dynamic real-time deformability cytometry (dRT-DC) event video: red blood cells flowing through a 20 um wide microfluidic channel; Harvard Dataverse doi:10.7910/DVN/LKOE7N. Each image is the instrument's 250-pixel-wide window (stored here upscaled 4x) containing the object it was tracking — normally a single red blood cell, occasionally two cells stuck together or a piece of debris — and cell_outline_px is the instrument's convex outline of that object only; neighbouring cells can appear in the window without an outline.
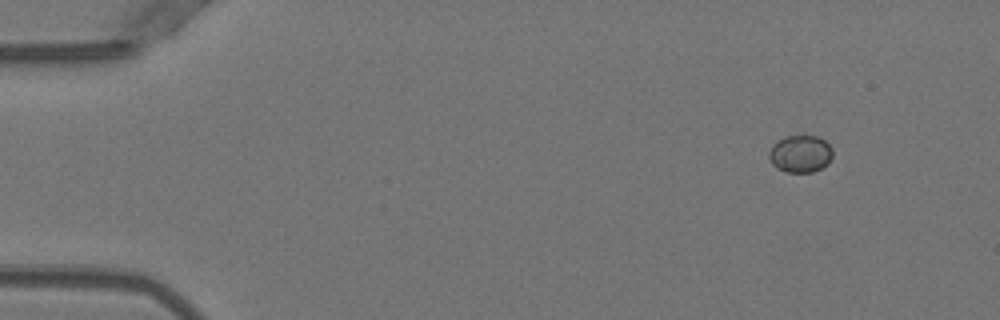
{"species": "Egyptian fruit bat (a non-hibernating species)", "species_latin": "Rousettus aegyptiacus", "temperature_condition": "warm", "stored_images_in_passage": 47, "camera_frame_rate_fps": 3000, "um_per_image_px": 0.085, "animal": {"sex": "female"}, "frame": {"image": 1, "passage_image": 1, "time_ms": 0.0, "image_size_px": [1000, 320], "cell_outline_px": [[832, 156], [828, 164], [812, 172], [784, 172], [776, 168], [772, 164], [768, 156], [768, 152], [772, 144], [776, 140], [784, 136], [816, 136], [824, 140], [832, 148]], "centroid_in_image_um": [67.99, 13.07], "position_along_channel_um": 17.0, "area_um2": 13.99}}
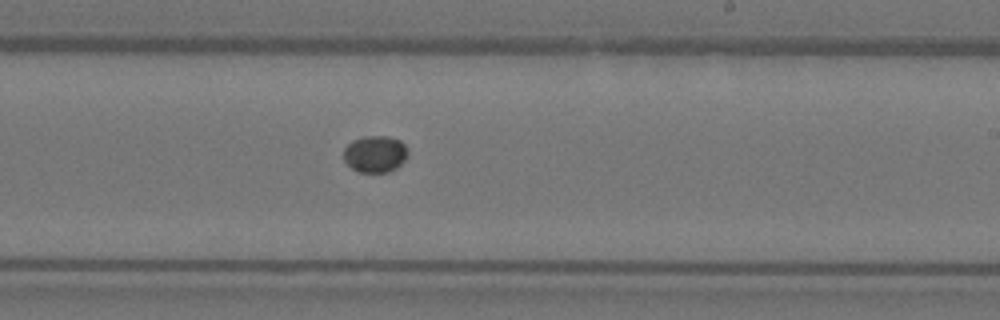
{"frame": {"image": 2, "passage_image": 27, "time_ms": 8.667, "image_size_px": [1000, 320], "cell_outline_px": [[408, 152], [404, 160], [396, 168], [388, 172], [360, 172], [352, 168], [344, 160], [344, 148], [352, 140], [364, 136], [388, 136], [400, 140], [404, 144]], "centroid_in_image_um": [31.88, 13.08], "position_along_channel_um": 257.1, "area_um2": 13.7}}
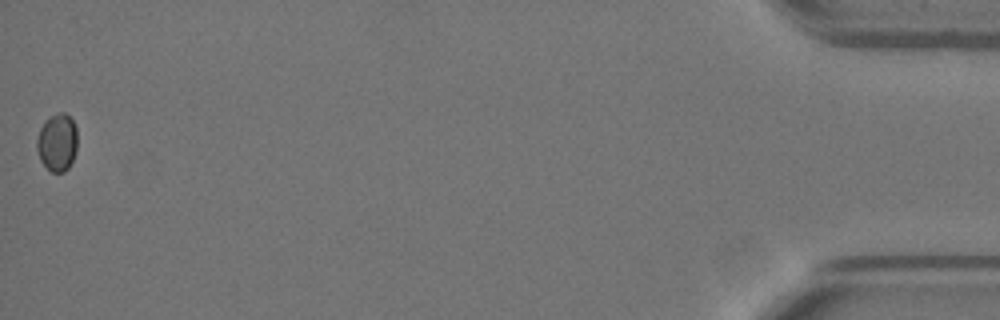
{"frame": {"image": 3, "passage_image": 47, "time_ms": 15.333, "image_size_px": [1000, 320], "cell_outline_px": [[76, 152], [68, 168], [64, 172], [52, 172], [40, 160], [36, 148], [36, 140], [40, 128], [44, 120], [48, 116], [60, 112], [64, 112], [72, 120], [76, 128]], "centroid_in_image_um": [4.84, 12.08], "position_along_channel_um": 430.4, "area_um2": 13.64}}